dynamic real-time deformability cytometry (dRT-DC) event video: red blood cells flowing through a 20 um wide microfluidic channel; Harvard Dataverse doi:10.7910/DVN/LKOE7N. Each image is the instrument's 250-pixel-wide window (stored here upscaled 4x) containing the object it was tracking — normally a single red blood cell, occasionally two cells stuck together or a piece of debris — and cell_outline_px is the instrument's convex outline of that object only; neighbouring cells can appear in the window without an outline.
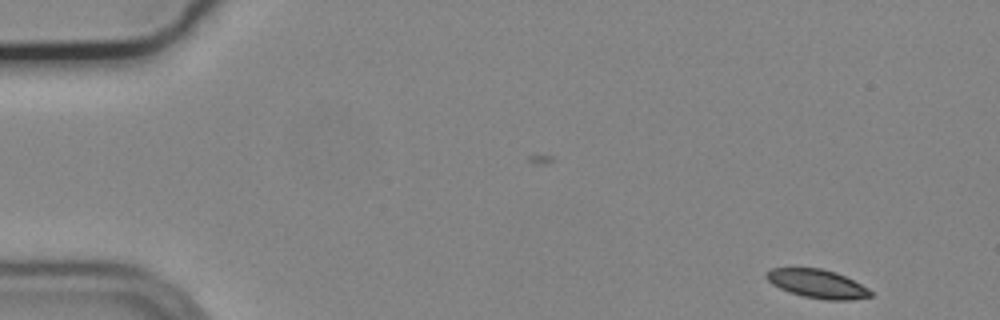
{"species": "common noctule bat (a hibernating species)", "species_latin": "Nyctalus noctula", "temperature_condition": "cold", "stored_images_in_passage": 15, "camera_frame_rate_fps": 3000, "um_per_image_px": 0.085, "animal": {"sex": "male", "body_mass_g": 19.2, "forearm_length_mm": 51.8}, "frame": {"image": 1, "passage_image": 1, "time_ms": 0.0, "image_size_px": [1000, 320], "cell_outline_px": [[872, 296], [848, 300], [828, 300], [804, 296], [788, 292], [772, 284], [764, 276], [764, 272], [772, 268], [820, 268], [836, 272], [868, 288], [872, 292]], "centroid_in_image_um": [69.43, 24.11], "position_along_channel_um": 15.6, "area_um2": 17.28}}
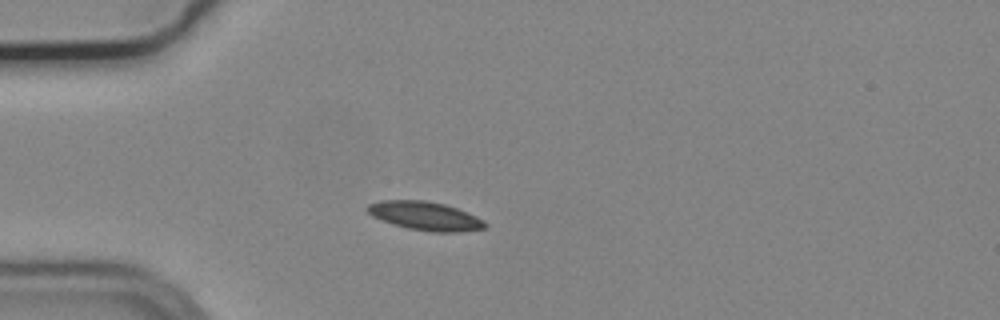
{"frame": {"image": 2, "passage_image": 12, "time_ms": 3.667, "image_size_px": [1000, 320], "cell_outline_px": [[488, 224], [484, 228], [460, 232], [432, 232], [408, 228], [380, 220], [372, 216], [364, 208], [368, 204], [380, 200], [424, 200], [444, 204], [456, 208], [476, 216], [484, 220]], "centroid_in_image_um": [36.11, 18.35], "position_along_channel_um": 48.9, "area_um2": 19.65}}